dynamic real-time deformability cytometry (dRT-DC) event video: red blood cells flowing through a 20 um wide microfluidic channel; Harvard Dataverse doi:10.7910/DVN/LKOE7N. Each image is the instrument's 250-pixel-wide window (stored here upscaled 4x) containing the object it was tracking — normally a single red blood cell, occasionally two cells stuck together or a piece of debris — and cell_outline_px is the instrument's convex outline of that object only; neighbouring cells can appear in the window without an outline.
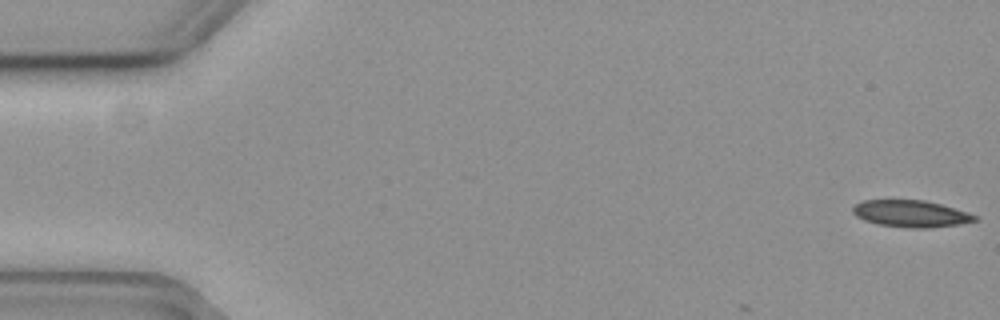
{"species": "common noctule bat (a hibernating species)", "species_latin": "Nyctalus noctula", "temperature_condition": "cold", "stored_images_in_passage": 3, "camera_frame_rate_fps": 3000, "um_per_image_px": 0.085, "animal": {"sex": "female", "body_mass_g": 19.3, "forearm_length_mm": 54.1}, "frame": {"image": 1, "passage_image": 1, "time_ms": 0.0, "image_size_px": [1000, 320], "cell_outline_px": [[976, 220], [956, 224], [928, 228], [908, 228], [880, 224], [864, 220], [856, 216], [852, 212], [852, 208], [856, 204], [864, 200], [924, 200], [940, 204], [976, 216]], "centroid_in_image_um": [77.34, 18.16], "position_along_channel_um": 7.7, "area_um2": 18.61}}